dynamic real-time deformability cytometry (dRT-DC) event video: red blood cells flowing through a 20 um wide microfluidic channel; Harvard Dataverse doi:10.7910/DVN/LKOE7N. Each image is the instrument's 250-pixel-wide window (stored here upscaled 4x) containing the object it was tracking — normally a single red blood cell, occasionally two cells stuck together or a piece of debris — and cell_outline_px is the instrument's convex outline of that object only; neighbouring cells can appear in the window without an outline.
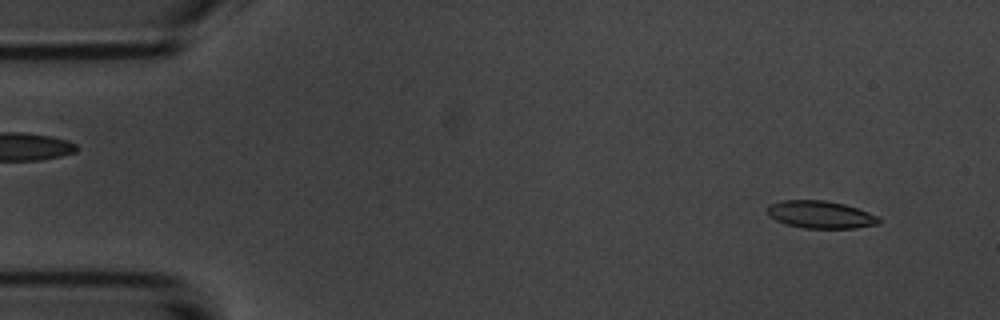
{"species": "common noctule bat (a hibernating species)", "species_latin": "Nyctalus noctula", "temperature_condition": "room temperature", "stored_images_in_passage": 5, "camera_frame_rate_fps": 3000, "um_per_image_px": 0.085, "animal": {"sex": "male", "body_mass_g": 20.1, "forearm_length_mm": 53.5}, "frame": {"image": 1, "passage_image": 2, "time_ms": 1.0, "image_size_px": [1000, 320], "cell_outline_px": [[880, 224], [856, 228], [804, 228], [788, 224], [776, 220], [768, 216], [768, 204], [780, 200], [824, 200], [844, 204], [880, 216]], "centroid_in_image_um": [69.75, 18.24], "position_along_channel_um": 15.2, "area_um2": 17.92}}